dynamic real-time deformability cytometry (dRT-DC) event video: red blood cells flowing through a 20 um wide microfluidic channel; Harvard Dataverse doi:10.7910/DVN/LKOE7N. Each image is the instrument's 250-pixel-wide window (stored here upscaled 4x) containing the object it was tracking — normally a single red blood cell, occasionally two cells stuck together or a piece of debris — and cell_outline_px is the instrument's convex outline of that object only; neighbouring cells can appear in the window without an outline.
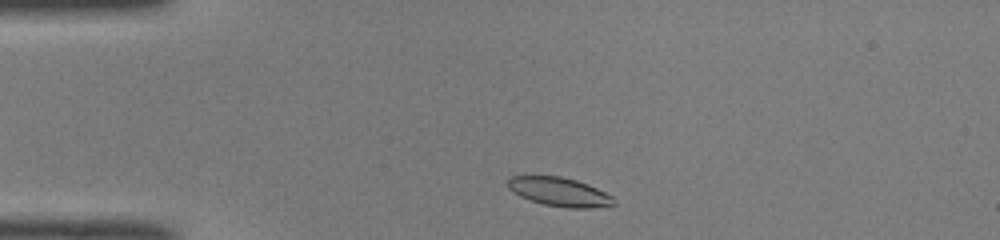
{"species": "common noctule bat (a hibernating species)", "species_latin": "Nyctalus noctula", "temperature_condition": "room temperature", "stored_images_in_passage": 36, "camera_frame_rate_fps": 3000, "um_per_image_px": 0.085, "animal": {"sex": "male", "body_mass_g": 19.0, "forearm_length_mm": 50.8}, "frame": {"image": 1, "passage_image": 2, "time_ms": 0.333, "image_size_px": [1000, 240], "cell_outline_px": [[616, 204], [612, 208], [568, 208], [544, 204], [520, 196], [512, 192], [508, 188], [508, 180], [512, 176], [560, 176], [576, 180], [588, 184], [612, 196], [616, 200]], "centroid_in_image_um": [47.63, 16.33], "position_along_channel_um": 37.4, "area_um2": 17.98}}
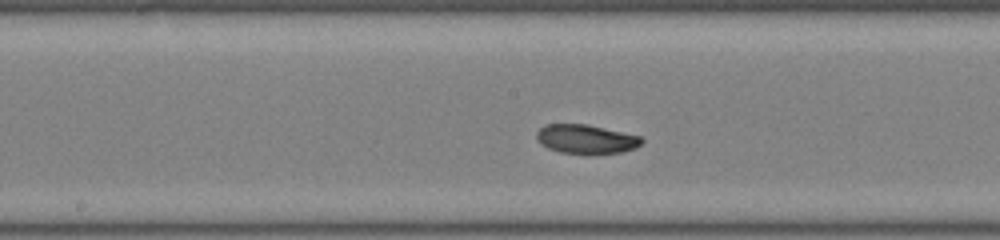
{"frame": {"image": 2, "passage_image": 17, "time_ms": 5.333, "image_size_px": [1000, 240], "cell_outline_px": [[644, 140], [636, 148], [620, 152], [588, 156], [560, 152], [548, 148], [540, 144], [536, 140], [536, 132], [544, 124], [588, 124], [640, 136]], "centroid_in_image_um": [49.79, 11.85], "position_along_channel_um": 198.4, "area_um2": 18.32}}
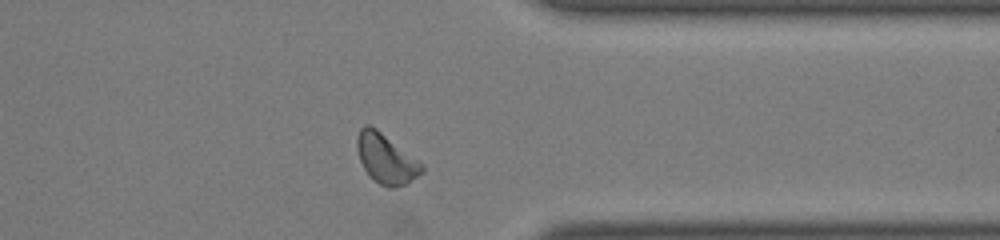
{"frame": {"image": 3, "passage_image": 31, "time_ms": 10.0, "image_size_px": [1000, 240], "cell_outline_px": [[424, 172], [404, 184], [396, 188], [388, 188], [380, 184], [364, 168], [360, 160], [356, 148], [356, 136], [360, 128], [364, 124], [368, 124], [376, 128], [424, 164]], "centroid_in_image_um": [32.81, 13.46], "position_along_channel_um": 378.6, "area_um2": 18.67}, "authors_computed_cell_mechanics": {"area_um2": 18.1781, "velocity_mm_per_s": 3.9703, "shape_relaxation_time_tau1_ms": 5.1763, "shape_relaxation_time_tau2_ms": 4.0766, "deformation_change_tau1": 0.1212, "deformation_change_tau2": 0.0666}}